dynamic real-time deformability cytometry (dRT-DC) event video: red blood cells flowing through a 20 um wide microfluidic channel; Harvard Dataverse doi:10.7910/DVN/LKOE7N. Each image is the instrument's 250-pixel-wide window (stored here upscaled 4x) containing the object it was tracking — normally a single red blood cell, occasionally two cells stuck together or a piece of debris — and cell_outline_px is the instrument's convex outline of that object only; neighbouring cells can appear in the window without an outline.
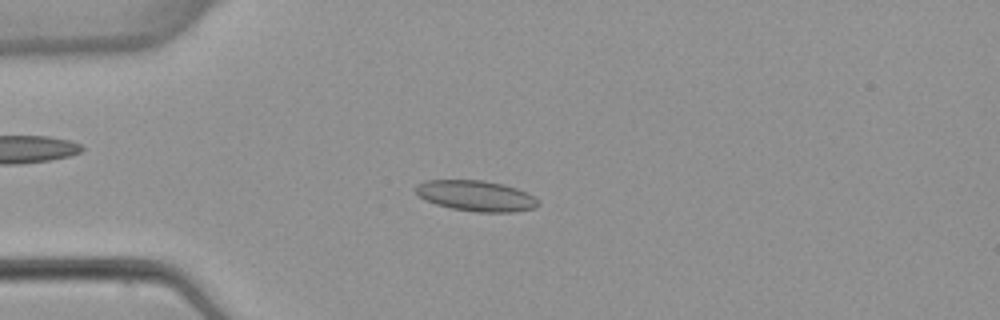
{"species": "common noctule bat (a hibernating species)", "species_latin": "Nyctalus noctula", "temperature_condition": "warm", "stored_images_in_passage": 5, "camera_frame_rate_fps": 3000, "um_per_image_px": 0.085, "animal": {"sex": "female", "body_mass_g": 22.7, "forearm_length_mm": 54.2}, "frame": {"image": 1, "passage_image": 3, "time_ms": 2.333, "image_size_px": [1000, 320], "cell_outline_px": [[540, 204], [536, 208], [512, 212], [476, 212], [452, 208], [436, 204], [420, 196], [412, 188], [416, 184], [428, 180], [484, 180], [504, 184], [528, 192], [540, 200]], "centroid_in_image_um": [40.51, 16.64], "position_along_channel_um": 44.5, "area_um2": 22.08}}
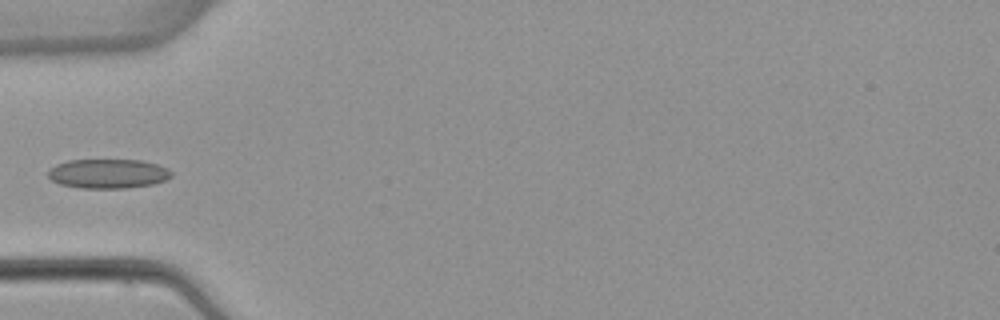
{"frame": {"image": 2, "passage_image": 4, "time_ms": 3.667, "image_size_px": [1000, 320], "cell_outline_px": [[172, 176], [164, 180], [152, 184], [128, 188], [80, 188], [60, 184], [52, 180], [48, 176], [48, 172], [56, 164], [68, 160], [140, 160], [156, 164], [168, 168], [172, 172]], "centroid_in_image_um": [9.19, 14.76], "position_along_channel_um": 75.8, "area_um2": 21.04}}
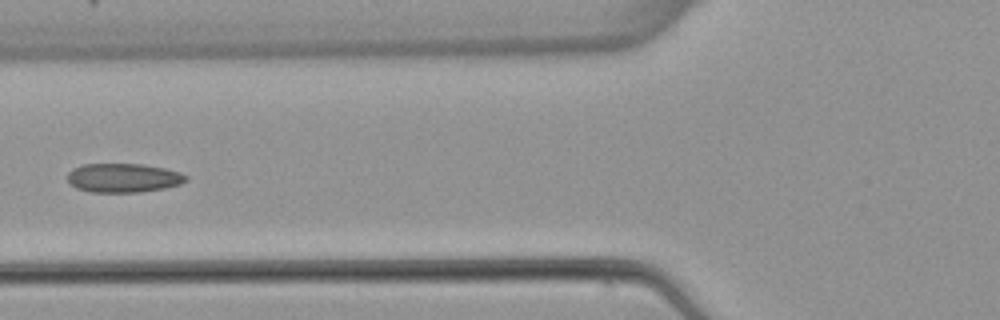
{"frame": {"image": 3, "passage_image": 5, "time_ms": 4.667, "image_size_px": [1000, 320], "cell_outline_px": [[188, 180], [180, 184], [164, 188], [140, 192], [92, 192], [76, 188], [68, 180], [68, 172], [72, 168], [84, 164], [144, 164], [164, 168], [180, 172], [188, 176]], "centroid_in_image_um": [10.5, 15.11], "position_along_channel_um": 115.3, "area_um2": 20.06}}